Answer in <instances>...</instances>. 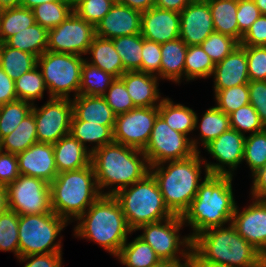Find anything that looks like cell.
I'll return each instance as SVG.
<instances>
[{"label": "cell", "instance_id": "6da1fadb", "mask_svg": "<svg viewBox=\"0 0 266 267\" xmlns=\"http://www.w3.org/2000/svg\"><path fill=\"white\" fill-rule=\"evenodd\" d=\"M197 195L182 219L193 230V240L210 228L229 224L236 208L232 180L234 176L204 174Z\"/></svg>", "mask_w": 266, "mask_h": 267}, {"label": "cell", "instance_id": "7a4b0ae2", "mask_svg": "<svg viewBox=\"0 0 266 267\" xmlns=\"http://www.w3.org/2000/svg\"><path fill=\"white\" fill-rule=\"evenodd\" d=\"M91 165L102 195L114 196L119 190L142 180L150 173L149 163L142 150L116 142L92 152Z\"/></svg>", "mask_w": 266, "mask_h": 267}, {"label": "cell", "instance_id": "3957f363", "mask_svg": "<svg viewBox=\"0 0 266 267\" xmlns=\"http://www.w3.org/2000/svg\"><path fill=\"white\" fill-rule=\"evenodd\" d=\"M76 223L75 237L95 242L113 257L120 253L128 234L133 233L113 195H101Z\"/></svg>", "mask_w": 266, "mask_h": 267}, {"label": "cell", "instance_id": "277c9868", "mask_svg": "<svg viewBox=\"0 0 266 267\" xmlns=\"http://www.w3.org/2000/svg\"><path fill=\"white\" fill-rule=\"evenodd\" d=\"M200 153L150 167V173L158 183L164 203L173 215L183 216L190 207L197 195L201 183L199 180L202 181V169L205 174H209Z\"/></svg>", "mask_w": 266, "mask_h": 267}, {"label": "cell", "instance_id": "5b68a950", "mask_svg": "<svg viewBox=\"0 0 266 267\" xmlns=\"http://www.w3.org/2000/svg\"><path fill=\"white\" fill-rule=\"evenodd\" d=\"M192 249L204 261L218 265L263 267L264 263V256L237 233L231 222L198 234Z\"/></svg>", "mask_w": 266, "mask_h": 267}, {"label": "cell", "instance_id": "8992f818", "mask_svg": "<svg viewBox=\"0 0 266 267\" xmlns=\"http://www.w3.org/2000/svg\"><path fill=\"white\" fill-rule=\"evenodd\" d=\"M92 165L57 174L50 183L51 208L74 222L101 196Z\"/></svg>", "mask_w": 266, "mask_h": 267}, {"label": "cell", "instance_id": "52a82bcc", "mask_svg": "<svg viewBox=\"0 0 266 267\" xmlns=\"http://www.w3.org/2000/svg\"><path fill=\"white\" fill-rule=\"evenodd\" d=\"M114 197L119 201L126 222L133 232L142 225L173 216L166 207L158 183L151 173L119 190Z\"/></svg>", "mask_w": 266, "mask_h": 267}, {"label": "cell", "instance_id": "ba28073f", "mask_svg": "<svg viewBox=\"0 0 266 267\" xmlns=\"http://www.w3.org/2000/svg\"><path fill=\"white\" fill-rule=\"evenodd\" d=\"M66 219L55 212L19 216L20 257L32 254L62 253L61 231ZM60 236V239L58 237Z\"/></svg>", "mask_w": 266, "mask_h": 267}, {"label": "cell", "instance_id": "9c48e42d", "mask_svg": "<svg viewBox=\"0 0 266 267\" xmlns=\"http://www.w3.org/2000/svg\"><path fill=\"white\" fill-rule=\"evenodd\" d=\"M184 226L182 216L173 215L159 222L142 225L136 231H143L139 237L153 248L164 264H188L193 240L189 234L180 237V230Z\"/></svg>", "mask_w": 266, "mask_h": 267}, {"label": "cell", "instance_id": "30bf717a", "mask_svg": "<svg viewBox=\"0 0 266 267\" xmlns=\"http://www.w3.org/2000/svg\"><path fill=\"white\" fill-rule=\"evenodd\" d=\"M84 57L75 54L45 51L37 58L50 98H73L79 95Z\"/></svg>", "mask_w": 266, "mask_h": 267}, {"label": "cell", "instance_id": "8fae6325", "mask_svg": "<svg viewBox=\"0 0 266 267\" xmlns=\"http://www.w3.org/2000/svg\"><path fill=\"white\" fill-rule=\"evenodd\" d=\"M173 130L159 115L155 119L148 144L143 153L149 166L165 161L182 160L196 153L191 139Z\"/></svg>", "mask_w": 266, "mask_h": 267}, {"label": "cell", "instance_id": "7c38bea8", "mask_svg": "<svg viewBox=\"0 0 266 267\" xmlns=\"http://www.w3.org/2000/svg\"><path fill=\"white\" fill-rule=\"evenodd\" d=\"M9 209L19 216L53 212L51 208L50 184L26 175L6 186Z\"/></svg>", "mask_w": 266, "mask_h": 267}, {"label": "cell", "instance_id": "4fadbf2b", "mask_svg": "<svg viewBox=\"0 0 266 267\" xmlns=\"http://www.w3.org/2000/svg\"><path fill=\"white\" fill-rule=\"evenodd\" d=\"M37 141L54 144L70 134L73 115L72 100L69 98H50L43 106L33 105Z\"/></svg>", "mask_w": 266, "mask_h": 267}, {"label": "cell", "instance_id": "5bb4252c", "mask_svg": "<svg viewBox=\"0 0 266 267\" xmlns=\"http://www.w3.org/2000/svg\"><path fill=\"white\" fill-rule=\"evenodd\" d=\"M95 36V26L72 12L60 25L48 30L47 50L86 55Z\"/></svg>", "mask_w": 266, "mask_h": 267}, {"label": "cell", "instance_id": "9a60e30c", "mask_svg": "<svg viewBox=\"0 0 266 267\" xmlns=\"http://www.w3.org/2000/svg\"><path fill=\"white\" fill-rule=\"evenodd\" d=\"M157 116L158 106L136 107L117 115L113 129L114 142L143 151Z\"/></svg>", "mask_w": 266, "mask_h": 267}, {"label": "cell", "instance_id": "2e32d148", "mask_svg": "<svg viewBox=\"0 0 266 267\" xmlns=\"http://www.w3.org/2000/svg\"><path fill=\"white\" fill-rule=\"evenodd\" d=\"M245 137L246 135L230 128L209 143L205 147V151L216 160V163L207 162L204 158L208 173L226 176L235 175L234 170L243 162Z\"/></svg>", "mask_w": 266, "mask_h": 267}, {"label": "cell", "instance_id": "e0dca14e", "mask_svg": "<svg viewBox=\"0 0 266 267\" xmlns=\"http://www.w3.org/2000/svg\"><path fill=\"white\" fill-rule=\"evenodd\" d=\"M251 200L241 211L236 205L231 223L240 236L266 257V200Z\"/></svg>", "mask_w": 266, "mask_h": 267}, {"label": "cell", "instance_id": "ac0fdd59", "mask_svg": "<svg viewBox=\"0 0 266 267\" xmlns=\"http://www.w3.org/2000/svg\"><path fill=\"white\" fill-rule=\"evenodd\" d=\"M180 34L187 46L200 45L215 31L207 0H192L180 13Z\"/></svg>", "mask_w": 266, "mask_h": 267}, {"label": "cell", "instance_id": "d6986e66", "mask_svg": "<svg viewBox=\"0 0 266 267\" xmlns=\"http://www.w3.org/2000/svg\"><path fill=\"white\" fill-rule=\"evenodd\" d=\"M16 156L21 175L40 178L50 184L58 174L53 144L37 142Z\"/></svg>", "mask_w": 266, "mask_h": 267}, {"label": "cell", "instance_id": "ffe728a7", "mask_svg": "<svg viewBox=\"0 0 266 267\" xmlns=\"http://www.w3.org/2000/svg\"><path fill=\"white\" fill-rule=\"evenodd\" d=\"M142 13L128 6L115 4L95 26V34L105 39L141 33Z\"/></svg>", "mask_w": 266, "mask_h": 267}, {"label": "cell", "instance_id": "44dd1931", "mask_svg": "<svg viewBox=\"0 0 266 267\" xmlns=\"http://www.w3.org/2000/svg\"><path fill=\"white\" fill-rule=\"evenodd\" d=\"M179 34L180 15L178 12L156 6L142 12L141 35L143 38L162 44L178 39Z\"/></svg>", "mask_w": 266, "mask_h": 267}, {"label": "cell", "instance_id": "7402d4cb", "mask_svg": "<svg viewBox=\"0 0 266 267\" xmlns=\"http://www.w3.org/2000/svg\"><path fill=\"white\" fill-rule=\"evenodd\" d=\"M212 76L214 91L248 84L250 80L245 48L239 45L222 61L216 63Z\"/></svg>", "mask_w": 266, "mask_h": 267}, {"label": "cell", "instance_id": "603a6c76", "mask_svg": "<svg viewBox=\"0 0 266 267\" xmlns=\"http://www.w3.org/2000/svg\"><path fill=\"white\" fill-rule=\"evenodd\" d=\"M120 79L124 82L135 107H155L164 97L159 92V77L140 71H126Z\"/></svg>", "mask_w": 266, "mask_h": 267}, {"label": "cell", "instance_id": "cb8c5ba5", "mask_svg": "<svg viewBox=\"0 0 266 267\" xmlns=\"http://www.w3.org/2000/svg\"><path fill=\"white\" fill-rule=\"evenodd\" d=\"M58 173L79 170L91 164V152L68 134L53 144Z\"/></svg>", "mask_w": 266, "mask_h": 267}, {"label": "cell", "instance_id": "d4e9b609", "mask_svg": "<svg viewBox=\"0 0 266 267\" xmlns=\"http://www.w3.org/2000/svg\"><path fill=\"white\" fill-rule=\"evenodd\" d=\"M73 114L81 121L103 126H114L116 114L106 103L103 96L78 95L71 98Z\"/></svg>", "mask_w": 266, "mask_h": 267}, {"label": "cell", "instance_id": "484cf974", "mask_svg": "<svg viewBox=\"0 0 266 267\" xmlns=\"http://www.w3.org/2000/svg\"><path fill=\"white\" fill-rule=\"evenodd\" d=\"M198 119V114L195 118V128L194 130H199V137L191 139L192 145L196 152L199 151V143L202 144L204 148L211 143L213 140L218 138L223 132L229 130L230 127V115L225 114L223 111L218 109L216 106H212L207 109L202 118Z\"/></svg>", "mask_w": 266, "mask_h": 267}, {"label": "cell", "instance_id": "4316f807", "mask_svg": "<svg viewBox=\"0 0 266 267\" xmlns=\"http://www.w3.org/2000/svg\"><path fill=\"white\" fill-rule=\"evenodd\" d=\"M86 55L91 56L90 59L85 58L87 62L112 74L116 78H120L126 72L122 64V59L117 53L111 39L95 36Z\"/></svg>", "mask_w": 266, "mask_h": 267}, {"label": "cell", "instance_id": "83f0119b", "mask_svg": "<svg viewBox=\"0 0 266 267\" xmlns=\"http://www.w3.org/2000/svg\"><path fill=\"white\" fill-rule=\"evenodd\" d=\"M187 48L181 38L161 44V80L181 83Z\"/></svg>", "mask_w": 266, "mask_h": 267}, {"label": "cell", "instance_id": "f1b7e54d", "mask_svg": "<svg viewBox=\"0 0 266 267\" xmlns=\"http://www.w3.org/2000/svg\"><path fill=\"white\" fill-rule=\"evenodd\" d=\"M113 129L114 126H103L81 121L74 114L71 118L70 134L91 153L104 145L114 142ZM87 142L92 144L93 147L89 149Z\"/></svg>", "mask_w": 266, "mask_h": 267}, {"label": "cell", "instance_id": "f546056e", "mask_svg": "<svg viewBox=\"0 0 266 267\" xmlns=\"http://www.w3.org/2000/svg\"><path fill=\"white\" fill-rule=\"evenodd\" d=\"M115 258L126 267H161L164 264L153 248L139 236L130 242L127 239Z\"/></svg>", "mask_w": 266, "mask_h": 267}, {"label": "cell", "instance_id": "4dcf8cb0", "mask_svg": "<svg viewBox=\"0 0 266 267\" xmlns=\"http://www.w3.org/2000/svg\"><path fill=\"white\" fill-rule=\"evenodd\" d=\"M158 115L175 131L189 137L195 128L196 112L170 98H164L158 106Z\"/></svg>", "mask_w": 266, "mask_h": 267}, {"label": "cell", "instance_id": "1f68e13d", "mask_svg": "<svg viewBox=\"0 0 266 267\" xmlns=\"http://www.w3.org/2000/svg\"><path fill=\"white\" fill-rule=\"evenodd\" d=\"M215 31L236 39L239 42L237 23L238 0H207Z\"/></svg>", "mask_w": 266, "mask_h": 267}, {"label": "cell", "instance_id": "d6a6232c", "mask_svg": "<svg viewBox=\"0 0 266 267\" xmlns=\"http://www.w3.org/2000/svg\"><path fill=\"white\" fill-rule=\"evenodd\" d=\"M5 43L12 48L31 53L38 58L47 51L48 29L35 23L9 37Z\"/></svg>", "mask_w": 266, "mask_h": 267}, {"label": "cell", "instance_id": "836d02e7", "mask_svg": "<svg viewBox=\"0 0 266 267\" xmlns=\"http://www.w3.org/2000/svg\"><path fill=\"white\" fill-rule=\"evenodd\" d=\"M37 142L35 118L33 112H31L12 133L0 140V150L18 154Z\"/></svg>", "mask_w": 266, "mask_h": 267}, {"label": "cell", "instance_id": "e575fe53", "mask_svg": "<svg viewBox=\"0 0 266 267\" xmlns=\"http://www.w3.org/2000/svg\"><path fill=\"white\" fill-rule=\"evenodd\" d=\"M37 66V57L8 46H0V67L14 81Z\"/></svg>", "mask_w": 266, "mask_h": 267}, {"label": "cell", "instance_id": "d590c367", "mask_svg": "<svg viewBox=\"0 0 266 267\" xmlns=\"http://www.w3.org/2000/svg\"><path fill=\"white\" fill-rule=\"evenodd\" d=\"M116 77L84 59L81 69L80 95L103 96Z\"/></svg>", "mask_w": 266, "mask_h": 267}, {"label": "cell", "instance_id": "8d00e7d4", "mask_svg": "<svg viewBox=\"0 0 266 267\" xmlns=\"http://www.w3.org/2000/svg\"><path fill=\"white\" fill-rule=\"evenodd\" d=\"M33 24L35 18L31 9L22 6L0 9V38L3 43Z\"/></svg>", "mask_w": 266, "mask_h": 267}, {"label": "cell", "instance_id": "74e56055", "mask_svg": "<svg viewBox=\"0 0 266 267\" xmlns=\"http://www.w3.org/2000/svg\"><path fill=\"white\" fill-rule=\"evenodd\" d=\"M214 67V62L202 49L201 45L188 46L183 80L189 82L198 78H209L213 74Z\"/></svg>", "mask_w": 266, "mask_h": 267}, {"label": "cell", "instance_id": "f35d334b", "mask_svg": "<svg viewBox=\"0 0 266 267\" xmlns=\"http://www.w3.org/2000/svg\"><path fill=\"white\" fill-rule=\"evenodd\" d=\"M122 59L126 71H140L142 61V35H126L111 39Z\"/></svg>", "mask_w": 266, "mask_h": 267}, {"label": "cell", "instance_id": "ab89813d", "mask_svg": "<svg viewBox=\"0 0 266 267\" xmlns=\"http://www.w3.org/2000/svg\"><path fill=\"white\" fill-rule=\"evenodd\" d=\"M15 90L18 100H23L33 105L35 101L43 99L45 91L48 93V90L40 68L36 66L31 71L22 74L15 81Z\"/></svg>", "mask_w": 266, "mask_h": 267}, {"label": "cell", "instance_id": "60d3db41", "mask_svg": "<svg viewBox=\"0 0 266 267\" xmlns=\"http://www.w3.org/2000/svg\"><path fill=\"white\" fill-rule=\"evenodd\" d=\"M31 10L35 23L49 30L60 25L73 12V7L70 1H52Z\"/></svg>", "mask_w": 266, "mask_h": 267}, {"label": "cell", "instance_id": "b9f144b4", "mask_svg": "<svg viewBox=\"0 0 266 267\" xmlns=\"http://www.w3.org/2000/svg\"><path fill=\"white\" fill-rule=\"evenodd\" d=\"M33 104L15 100L0 106V140L12 133L21 121L32 112Z\"/></svg>", "mask_w": 266, "mask_h": 267}, {"label": "cell", "instance_id": "7bdbcfd3", "mask_svg": "<svg viewBox=\"0 0 266 267\" xmlns=\"http://www.w3.org/2000/svg\"><path fill=\"white\" fill-rule=\"evenodd\" d=\"M19 215L8 209L0 215V251L13 252L20 257L19 251Z\"/></svg>", "mask_w": 266, "mask_h": 267}, {"label": "cell", "instance_id": "ee69618b", "mask_svg": "<svg viewBox=\"0 0 266 267\" xmlns=\"http://www.w3.org/2000/svg\"><path fill=\"white\" fill-rule=\"evenodd\" d=\"M251 176L266 165V130L245 137L244 157Z\"/></svg>", "mask_w": 266, "mask_h": 267}, {"label": "cell", "instance_id": "f6af8a7d", "mask_svg": "<svg viewBox=\"0 0 266 267\" xmlns=\"http://www.w3.org/2000/svg\"><path fill=\"white\" fill-rule=\"evenodd\" d=\"M216 107L230 115L238 108L249 104V86L242 84L220 91H214Z\"/></svg>", "mask_w": 266, "mask_h": 267}, {"label": "cell", "instance_id": "bcb514c9", "mask_svg": "<svg viewBox=\"0 0 266 267\" xmlns=\"http://www.w3.org/2000/svg\"><path fill=\"white\" fill-rule=\"evenodd\" d=\"M230 127L243 135L264 130L259 114L250 103L230 114Z\"/></svg>", "mask_w": 266, "mask_h": 267}, {"label": "cell", "instance_id": "7dc6e473", "mask_svg": "<svg viewBox=\"0 0 266 267\" xmlns=\"http://www.w3.org/2000/svg\"><path fill=\"white\" fill-rule=\"evenodd\" d=\"M200 45L216 64L228 56L240 43L230 36L214 31Z\"/></svg>", "mask_w": 266, "mask_h": 267}, {"label": "cell", "instance_id": "c3c4849f", "mask_svg": "<svg viewBox=\"0 0 266 267\" xmlns=\"http://www.w3.org/2000/svg\"><path fill=\"white\" fill-rule=\"evenodd\" d=\"M103 97L116 115L129 112L136 108L124 82L120 78H116Z\"/></svg>", "mask_w": 266, "mask_h": 267}, {"label": "cell", "instance_id": "681fc988", "mask_svg": "<svg viewBox=\"0 0 266 267\" xmlns=\"http://www.w3.org/2000/svg\"><path fill=\"white\" fill-rule=\"evenodd\" d=\"M115 2L116 0H84L73 8V12L86 22L96 26Z\"/></svg>", "mask_w": 266, "mask_h": 267}, {"label": "cell", "instance_id": "f907efd6", "mask_svg": "<svg viewBox=\"0 0 266 267\" xmlns=\"http://www.w3.org/2000/svg\"><path fill=\"white\" fill-rule=\"evenodd\" d=\"M250 81H266V46H243Z\"/></svg>", "mask_w": 266, "mask_h": 267}, {"label": "cell", "instance_id": "816d5d0a", "mask_svg": "<svg viewBox=\"0 0 266 267\" xmlns=\"http://www.w3.org/2000/svg\"><path fill=\"white\" fill-rule=\"evenodd\" d=\"M141 72L157 75L161 79V44L142 37Z\"/></svg>", "mask_w": 266, "mask_h": 267}, {"label": "cell", "instance_id": "f5cc1de1", "mask_svg": "<svg viewBox=\"0 0 266 267\" xmlns=\"http://www.w3.org/2000/svg\"><path fill=\"white\" fill-rule=\"evenodd\" d=\"M261 15L259 9L257 8L254 1L250 0H238V10H237V23L239 27V43L246 33V31L251 27V25L259 18Z\"/></svg>", "mask_w": 266, "mask_h": 267}, {"label": "cell", "instance_id": "db71d44e", "mask_svg": "<svg viewBox=\"0 0 266 267\" xmlns=\"http://www.w3.org/2000/svg\"><path fill=\"white\" fill-rule=\"evenodd\" d=\"M249 103L259 114L261 122L266 124V81H249Z\"/></svg>", "mask_w": 266, "mask_h": 267}, {"label": "cell", "instance_id": "11a10c76", "mask_svg": "<svg viewBox=\"0 0 266 267\" xmlns=\"http://www.w3.org/2000/svg\"><path fill=\"white\" fill-rule=\"evenodd\" d=\"M16 154L0 150V184L7 186L19 177Z\"/></svg>", "mask_w": 266, "mask_h": 267}, {"label": "cell", "instance_id": "9f6ffc18", "mask_svg": "<svg viewBox=\"0 0 266 267\" xmlns=\"http://www.w3.org/2000/svg\"><path fill=\"white\" fill-rule=\"evenodd\" d=\"M240 45L242 46H266V15L259 18L243 35Z\"/></svg>", "mask_w": 266, "mask_h": 267}, {"label": "cell", "instance_id": "6f0895ef", "mask_svg": "<svg viewBox=\"0 0 266 267\" xmlns=\"http://www.w3.org/2000/svg\"><path fill=\"white\" fill-rule=\"evenodd\" d=\"M63 253L32 254L19 257L23 267H62Z\"/></svg>", "mask_w": 266, "mask_h": 267}, {"label": "cell", "instance_id": "680465c9", "mask_svg": "<svg viewBox=\"0 0 266 267\" xmlns=\"http://www.w3.org/2000/svg\"><path fill=\"white\" fill-rule=\"evenodd\" d=\"M18 100L15 81L0 67V106Z\"/></svg>", "mask_w": 266, "mask_h": 267}, {"label": "cell", "instance_id": "91938a15", "mask_svg": "<svg viewBox=\"0 0 266 267\" xmlns=\"http://www.w3.org/2000/svg\"><path fill=\"white\" fill-rule=\"evenodd\" d=\"M251 197L266 200V165L252 176Z\"/></svg>", "mask_w": 266, "mask_h": 267}, {"label": "cell", "instance_id": "94428289", "mask_svg": "<svg viewBox=\"0 0 266 267\" xmlns=\"http://www.w3.org/2000/svg\"><path fill=\"white\" fill-rule=\"evenodd\" d=\"M191 1L192 0H155L154 6L180 13L190 4Z\"/></svg>", "mask_w": 266, "mask_h": 267}, {"label": "cell", "instance_id": "6125c7cd", "mask_svg": "<svg viewBox=\"0 0 266 267\" xmlns=\"http://www.w3.org/2000/svg\"><path fill=\"white\" fill-rule=\"evenodd\" d=\"M116 2L141 13L151 9L155 5V0H116Z\"/></svg>", "mask_w": 266, "mask_h": 267}, {"label": "cell", "instance_id": "be15d7a7", "mask_svg": "<svg viewBox=\"0 0 266 267\" xmlns=\"http://www.w3.org/2000/svg\"><path fill=\"white\" fill-rule=\"evenodd\" d=\"M188 267H230L226 265H218L204 261L193 249L188 260Z\"/></svg>", "mask_w": 266, "mask_h": 267}, {"label": "cell", "instance_id": "e7e4bbea", "mask_svg": "<svg viewBox=\"0 0 266 267\" xmlns=\"http://www.w3.org/2000/svg\"><path fill=\"white\" fill-rule=\"evenodd\" d=\"M9 209L8 193L5 185L0 184V215Z\"/></svg>", "mask_w": 266, "mask_h": 267}, {"label": "cell", "instance_id": "03108f58", "mask_svg": "<svg viewBox=\"0 0 266 267\" xmlns=\"http://www.w3.org/2000/svg\"><path fill=\"white\" fill-rule=\"evenodd\" d=\"M52 1H70V0H21L22 7L33 9L34 7L41 5L43 3L52 2Z\"/></svg>", "mask_w": 266, "mask_h": 267}, {"label": "cell", "instance_id": "003e7915", "mask_svg": "<svg viewBox=\"0 0 266 267\" xmlns=\"http://www.w3.org/2000/svg\"><path fill=\"white\" fill-rule=\"evenodd\" d=\"M21 5V0H0V9L17 7Z\"/></svg>", "mask_w": 266, "mask_h": 267}, {"label": "cell", "instance_id": "a7ac6f4b", "mask_svg": "<svg viewBox=\"0 0 266 267\" xmlns=\"http://www.w3.org/2000/svg\"><path fill=\"white\" fill-rule=\"evenodd\" d=\"M254 3L259 9L261 15H266V0H254Z\"/></svg>", "mask_w": 266, "mask_h": 267}, {"label": "cell", "instance_id": "89a4df30", "mask_svg": "<svg viewBox=\"0 0 266 267\" xmlns=\"http://www.w3.org/2000/svg\"><path fill=\"white\" fill-rule=\"evenodd\" d=\"M187 264H163L161 267H185Z\"/></svg>", "mask_w": 266, "mask_h": 267}, {"label": "cell", "instance_id": "2644e50d", "mask_svg": "<svg viewBox=\"0 0 266 267\" xmlns=\"http://www.w3.org/2000/svg\"><path fill=\"white\" fill-rule=\"evenodd\" d=\"M81 1H84V0H70L73 8Z\"/></svg>", "mask_w": 266, "mask_h": 267}, {"label": "cell", "instance_id": "8c879c8a", "mask_svg": "<svg viewBox=\"0 0 266 267\" xmlns=\"http://www.w3.org/2000/svg\"><path fill=\"white\" fill-rule=\"evenodd\" d=\"M263 267H266V257H264Z\"/></svg>", "mask_w": 266, "mask_h": 267}]
</instances>
